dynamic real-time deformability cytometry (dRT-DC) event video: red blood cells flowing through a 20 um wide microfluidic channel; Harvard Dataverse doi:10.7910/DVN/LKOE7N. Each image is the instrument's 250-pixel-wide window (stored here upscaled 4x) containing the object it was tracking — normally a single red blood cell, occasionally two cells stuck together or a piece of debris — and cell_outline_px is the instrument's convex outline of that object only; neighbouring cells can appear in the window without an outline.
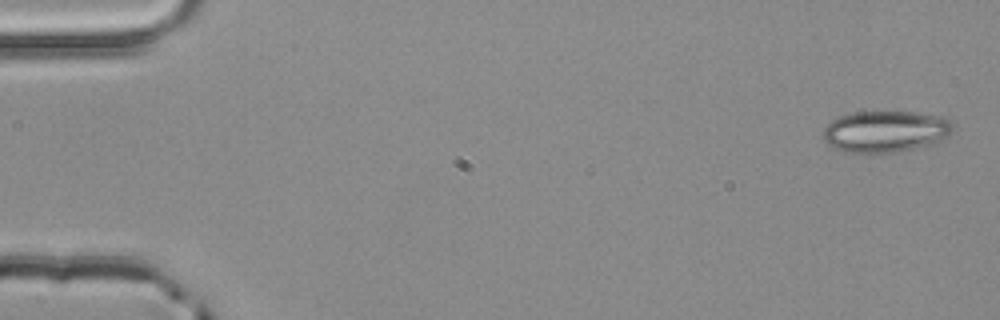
{"species": "common noctule bat (a hibernating species)", "species_latin": "Nyctalus noctula", "temperature_condition": "room temperature", "stored_images_in_passage": 5, "camera_frame_rate_fps": 3000, "um_per_image_px": 0.085, "animal": {"sex": "male", "body_mass_g": 20.4}, "frame": {"image": 1, "passage_image": 5, "time_ms": 1.333, "image_size_px": [1000, 320], "cell_outline_px": [[952, 128], [948, 136], [940, 140], [928, 144], [912, 148], [892, 152], [844, 152], [832, 148], [824, 140], [824, 128], [832, 120], [840, 116], [852, 112], [916, 112], [940, 116], [948, 120], [952, 124]], "centroid_in_image_um": [75.21, 11.16], "position_along_channel_um": 9.8, "area_um2": 30.92}}